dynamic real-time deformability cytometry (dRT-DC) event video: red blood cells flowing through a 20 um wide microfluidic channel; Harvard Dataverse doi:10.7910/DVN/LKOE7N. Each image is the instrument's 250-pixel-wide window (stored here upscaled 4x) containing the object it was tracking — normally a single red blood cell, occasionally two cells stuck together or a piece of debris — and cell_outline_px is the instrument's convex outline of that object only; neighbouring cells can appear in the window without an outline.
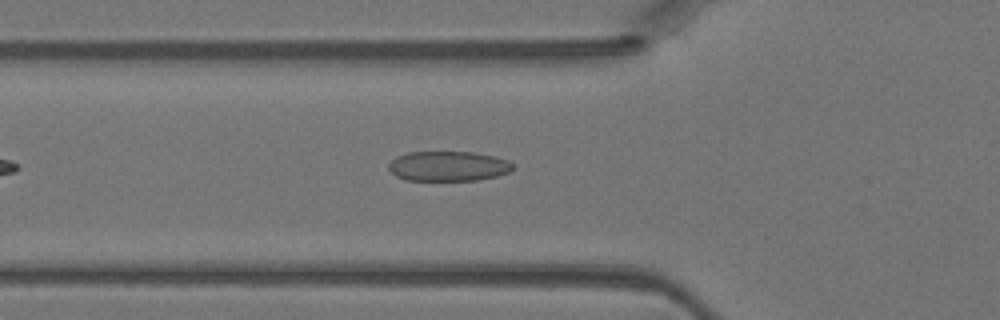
{"species": "Egyptian fruit bat (a non-hibernating species)", "species_latin": "Rousettus aegyptiacus", "temperature_condition": "warm", "stored_images_in_passage": 35, "camera_frame_rate_fps": 3000, "um_per_image_px": 0.085, "animal": {"sex": "female"}, "frame": {"image": 1, "passage_image": 7, "time_ms": 2.0, "image_size_px": [1000, 320], "cell_outline_px": [[512, 168], [508, 172], [496, 176], [476, 180], [404, 180], [396, 176], [388, 168], [388, 164], [396, 156], [408, 152], [472, 152], [492, 156], [508, 160], [512, 164]], "centroid_in_image_um": [38.05, 14.12], "position_along_channel_um": 87.7, "area_um2": 21.5}}
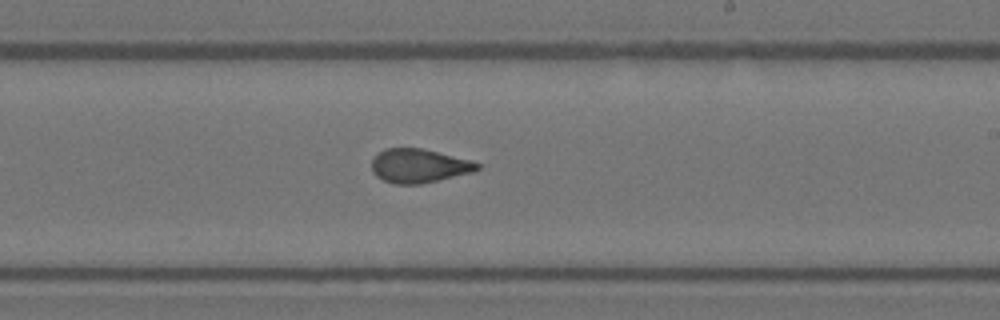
{"frame": {"image": 2, "passage_image": 18, "time_ms": 5.667, "image_size_px": [1000, 320], "cell_outline_px": [[480, 168], [472, 172], [420, 184], [392, 184], [376, 176], [372, 172], [372, 160], [384, 148], [420, 148], [472, 160], [480, 164]], "centroid_in_image_um": [35.6, 14.1], "position_along_channel_um": 253.4, "area_um2": 20.69}}
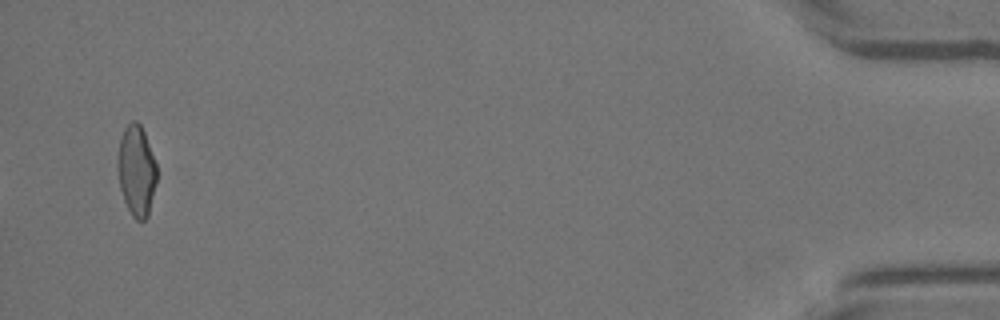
{"frame": {"image": 3, "passage_image": 35, "time_ms": 11.333, "image_size_px": [1000, 320], "cell_outline_px": [[156, 184], [148, 216], [144, 220], [136, 220], [132, 216], [124, 200], [120, 188], [116, 168], [116, 164], [120, 140], [124, 128], [132, 120], [136, 120], [140, 124], [144, 132], [156, 164]], "centroid_in_image_um": [11.58, 14.51], "position_along_channel_um": 423.6, "area_um2": 20.69}}